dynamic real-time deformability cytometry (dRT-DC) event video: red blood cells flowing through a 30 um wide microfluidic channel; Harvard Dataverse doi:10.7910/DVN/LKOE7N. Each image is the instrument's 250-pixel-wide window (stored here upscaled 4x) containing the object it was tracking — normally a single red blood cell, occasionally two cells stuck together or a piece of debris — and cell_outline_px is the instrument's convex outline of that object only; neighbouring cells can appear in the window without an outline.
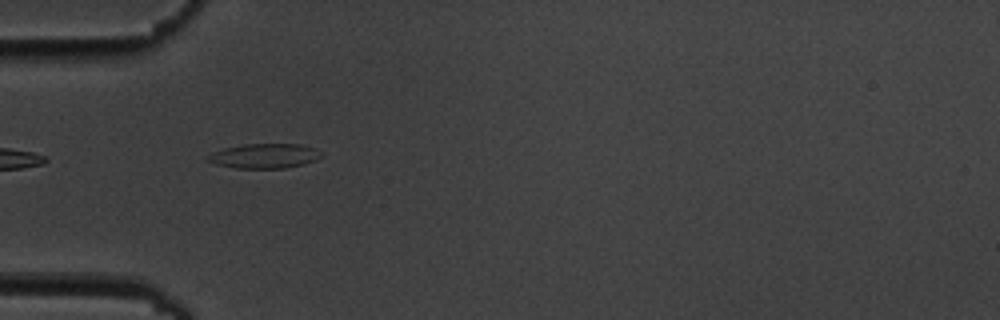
{"species": "common noctule bat (a hibernating species)", "species_latin": "Nyctalus noctula", "temperature_condition": "cold", "stored_images_in_passage": 2, "camera_frame_rate_fps": 3000, "um_per_image_px": 0.085, "animal": {"sex": "male", "body_mass_g": 19.5, "forearm_length_mm": 54.6}, "frame": {"image": 1, "passage_image": 1, "time_ms": 0.0, "image_size_px": [1000, 320], "cell_outline_px": [[324, 156], [316, 160], [304, 164], [284, 168], [236, 168], [216, 164], [208, 160], [204, 156], [212, 152], [224, 148], [244, 144], [300, 144], [316, 148], [324, 152]], "centroid_in_image_um": [22.53, 13.25], "position_along_channel_um": 62.5, "area_um2": 16.53}}